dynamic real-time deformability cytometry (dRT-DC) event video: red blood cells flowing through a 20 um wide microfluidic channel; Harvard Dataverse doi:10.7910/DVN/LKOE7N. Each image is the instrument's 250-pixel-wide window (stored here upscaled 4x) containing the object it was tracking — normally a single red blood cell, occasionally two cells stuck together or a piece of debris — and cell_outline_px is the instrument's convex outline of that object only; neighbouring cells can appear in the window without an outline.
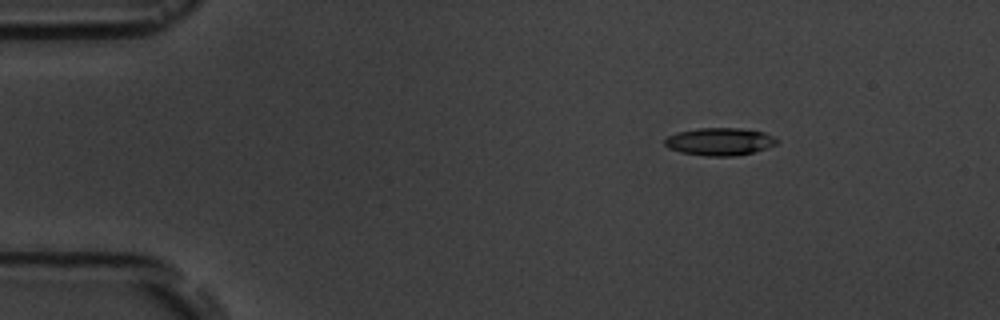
{"species": "common noctule bat (a hibernating species)", "species_latin": "Nyctalus noctula", "temperature_condition": "room temperature", "stored_images_in_passage": 7, "camera_frame_rate_fps": 3000, "um_per_image_px": 0.085, "animal": {"sex": "male", "body_mass_g": 19.5, "forearm_length_mm": 54.6}, "frame": {"image": 1, "passage_image": 1, "time_ms": 0.0, "image_size_px": [1000, 320], "cell_outline_px": [[780, 140], [776, 144], [752, 152], [736, 156], [704, 156], [680, 152], [668, 148], [664, 144], [664, 140], [668, 136], [680, 132], [696, 128], [740, 128], [764, 132]], "centroid_in_image_um": [61.16, 12.04], "position_along_channel_um": 23.8, "area_um2": 17.98}}
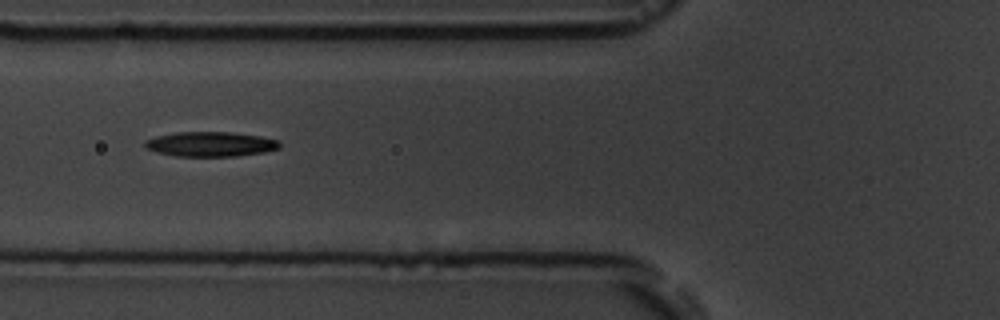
{"frame": {"image": 2, "passage_image": 5, "time_ms": 4.333, "image_size_px": [1000, 320], "cell_outline_px": [[280, 148], [264, 152], [236, 156], [176, 156], [156, 152], [144, 148], [144, 140], [156, 136], [176, 132], [232, 132], [260, 136], [280, 140]], "centroid_in_image_um": [17.88, 12.25], "position_along_channel_um": 107.9, "area_um2": 19.59}}
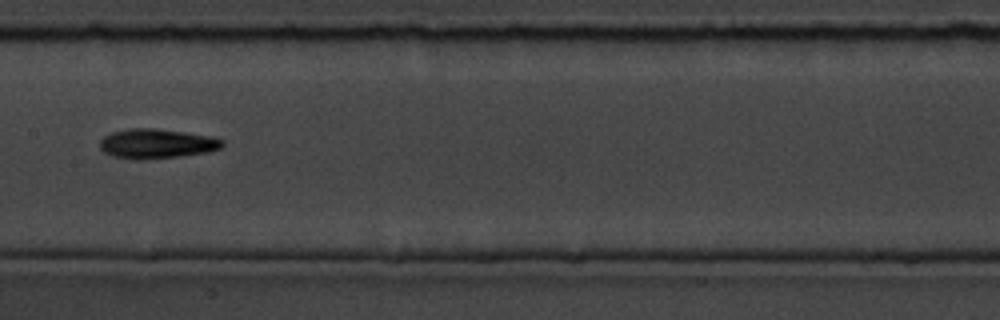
{"frame": {"image": 3, "passage_image": 7, "time_ms": 6.667, "image_size_px": [1000, 320], "cell_outline_px": [[224, 144], [220, 148], [208, 152], [180, 156], [140, 160], [136, 160], [112, 156], [104, 152], [100, 148], [100, 140], [104, 136], [112, 132], [128, 128], [152, 128], [184, 132], [212, 136], [224, 140]], "centroid_in_image_um": [13.31, 12.21], "position_along_channel_um": 194.1, "area_um2": 21.21}}